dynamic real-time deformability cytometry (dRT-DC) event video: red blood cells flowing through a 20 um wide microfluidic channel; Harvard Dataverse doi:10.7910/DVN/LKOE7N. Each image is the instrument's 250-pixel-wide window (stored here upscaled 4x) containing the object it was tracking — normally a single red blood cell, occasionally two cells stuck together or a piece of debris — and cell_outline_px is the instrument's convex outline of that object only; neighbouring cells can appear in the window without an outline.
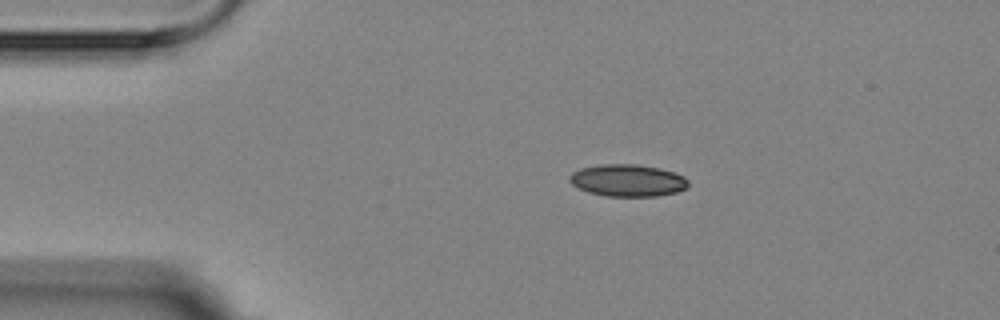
{"species": "Egyptian fruit bat (a non-hibernating species)", "species_latin": "Rousettus aegyptiacus", "temperature_condition": "room temperature", "stored_images_in_passage": 16, "segment_of_instrument_passage": [1, 2], "camera_frame_rate_fps": 3000, "um_per_image_px": 0.085, "animal": {"sex": "female"}, "frame": {"image": 1, "passage_image": 3, "time_ms": 2.0, "image_size_px": [1000, 320], "cell_outline_px": [[688, 188], [676, 192], [656, 196], [608, 196], [588, 192], [572, 184], [568, 180], [568, 176], [572, 172], [580, 168], [600, 164], [636, 164], [660, 168], [684, 176], [688, 180]], "centroid_in_image_um": [53.34, 15.33], "position_along_channel_um": 31.7, "area_um2": 22.25}}
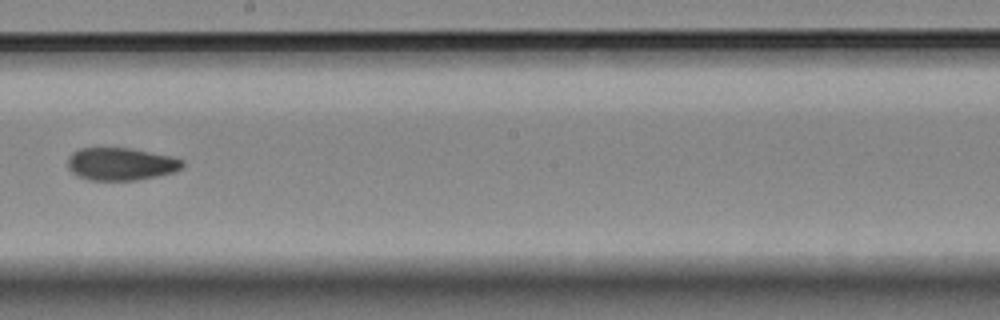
{"frame": {"image": 2, "passage_image": 9, "time_ms": 9.0, "image_size_px": [1000, 320], "cell_outline_px": [[184, 164], [180, 168], [172, 172], [156, 176], [136, 180], [88, 180], [76, 176], [68, 168], [68, 156], [72, 152], [80, 148], [132, 148], [168, 156], [184, 160]], "centroid_in_image_um": [10.22, 13.94], "position_along_channel_um": 238.0, "area_um2": 21.73}}
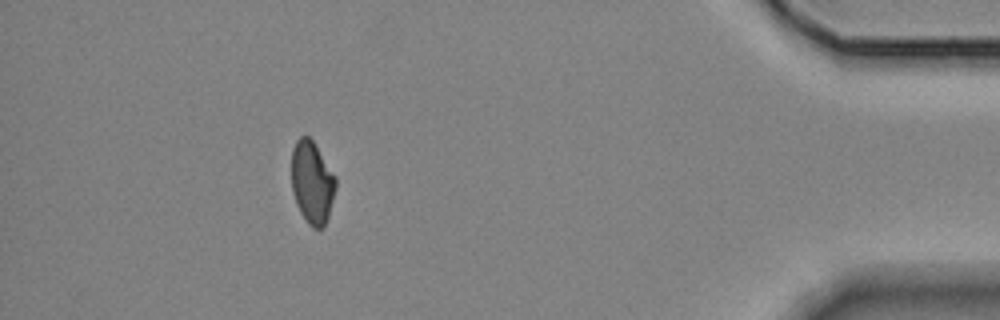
{"frame": {"image": 3, "passage_image": 14, "time_ms": 15.333, "image_size_px": [1000, 320], "cell_outline_px": [[336, 188], [328, 216], [324, 228], [312, 228], [308, 224], [300, 212], [296, 204], [292, 192], [292, 148], [296, 140], [300, 136], [308, 136], [312, 140], [336, 176]], "centroid_in_image_um": [26.52, 15.51], "position_along_channel_um": 408.7, "area_um2": 21.33}}